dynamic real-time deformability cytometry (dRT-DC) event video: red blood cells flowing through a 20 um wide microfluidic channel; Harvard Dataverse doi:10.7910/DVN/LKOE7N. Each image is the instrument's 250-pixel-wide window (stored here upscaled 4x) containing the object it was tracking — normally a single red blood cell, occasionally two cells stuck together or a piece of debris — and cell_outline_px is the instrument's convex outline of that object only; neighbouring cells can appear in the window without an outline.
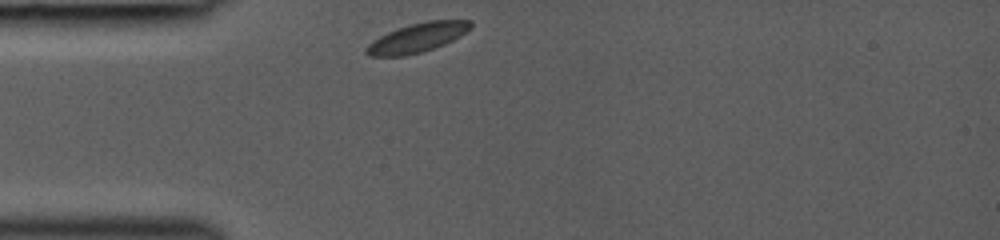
{"species": "common noctule bat (a hibernating species)", "species_latin": "Nyctalus noctula", "temperature_condition": "room temperature", "stored_images_in_passage": 28, "camera_frame_rate_fps": 3000, "um_per_image_px": 0.085, "animal": {"sex": "female", "body_mass_g": 19.0, "forearm_length_mm": 53.3}, "frame": {"image": 1, "passage_image": 1, "time_ms": 0.0, "image_size_px": [1000, 240], "cell_outline_px": [[472, 28], [460, 36], [444, 44], [420, 52], [404, 56], [368, 56], [364, 52], [364, 48], [372, 40], [388, 32], [412, 24], [428, 20], [472, 20]], "centroid_in_image_um": [35.46, 3.21], "position_along_channel_um": 49.5, "area_um2": 17.63}}
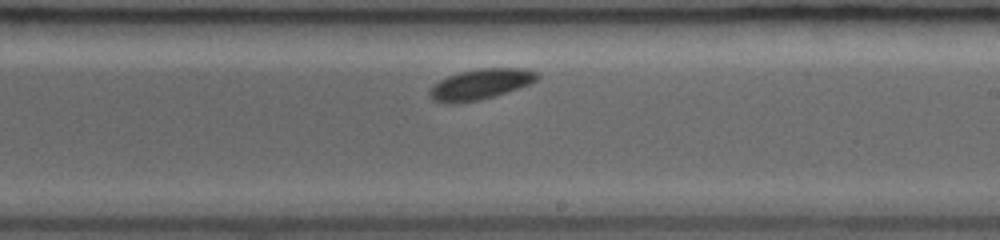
{"frame": {"image": 2, "passage_image": 16, "time_ms": 5.0, "image_size_px": [1000, 240], "cell_outline_px": [[540, 76], [536, 80], [528, 84], [508, 92], [480, 100], [456, 104], [448, 104], [432, 100], [428, 96], [428, 92], [440, 80], [448, 76], [460, 72], [476, 68], [520, 68], [536, 72]], "centroid_in_image_um": [40.8, 7.17], "position_along_channel_um": 248.2, "area_um2": 19.13}}
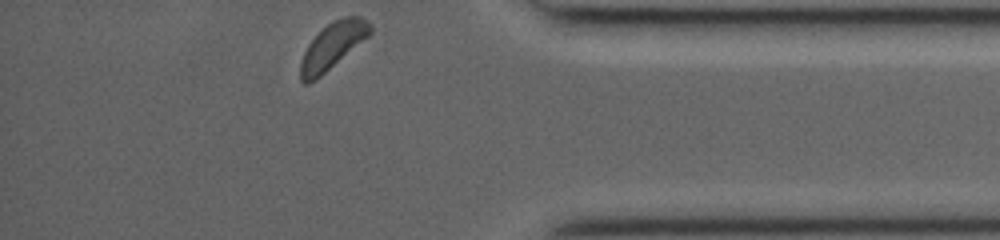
{"frame": {"image": 3, "passage_image": 28, "time_ms": 9.0, "image_size_px": [1000, 240], "cell_outline_px": [[372, 32], [368, 36], [316, 80], [308, 84], [304, 84], [300, 80], [300, 60], [308, 44], [332, 20], [348, 16], [360, 16], [368, 20], [372, 24]], "centroid_in_image_um": [28.27, 3.9], "position_along_channel_um": 406.9, "area_um2": 18.61}}